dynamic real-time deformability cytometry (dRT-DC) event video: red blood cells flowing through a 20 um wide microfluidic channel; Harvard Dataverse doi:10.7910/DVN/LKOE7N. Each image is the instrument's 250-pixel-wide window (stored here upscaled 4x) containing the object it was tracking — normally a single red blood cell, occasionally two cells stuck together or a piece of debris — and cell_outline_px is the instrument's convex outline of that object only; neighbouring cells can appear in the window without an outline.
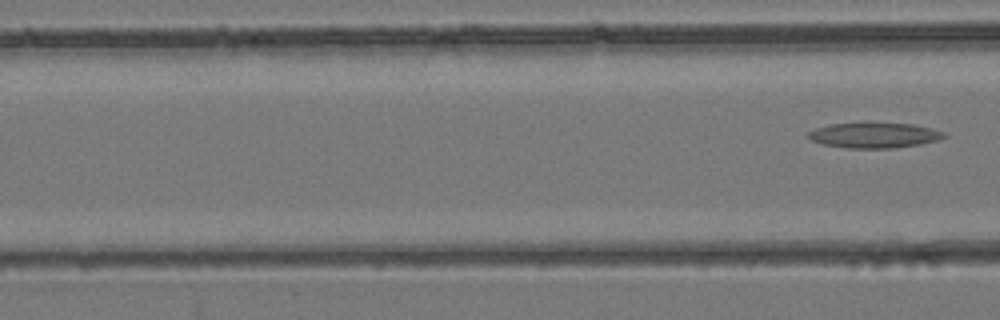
{"species": "common noctule bat (a hibernating species)", "species_latin": "Nyctalus noctula", "temperature_condition": "room temperature", "stored_images_in_passage": 6, "segment_of_instrument_passage": [2, 2], "camera_frame_rate_fps": 3000, "um_per_image_px": 0.085, "animal": {"sex": "female", "body_mass_g": 24.6, "forearm_length_mm": 56.2}, "frame": {"image": 1, "passage_image": 6, "time_ms": 1.667, "image_size_px": [1000, 320], "cell_outline_px": [[948, 136], [936, 140], [920, 144], [892, 148], [848, 148], [824, 144], [812, 140], [808, 136], [808, 132], [816, 128], [828, 124], [912, 124], [932, 128], [944, 132]], "centroid_in_image_um": [74.33, 11.51], "position_along_channel_um": 92.3, "area_um2": 19.54}}